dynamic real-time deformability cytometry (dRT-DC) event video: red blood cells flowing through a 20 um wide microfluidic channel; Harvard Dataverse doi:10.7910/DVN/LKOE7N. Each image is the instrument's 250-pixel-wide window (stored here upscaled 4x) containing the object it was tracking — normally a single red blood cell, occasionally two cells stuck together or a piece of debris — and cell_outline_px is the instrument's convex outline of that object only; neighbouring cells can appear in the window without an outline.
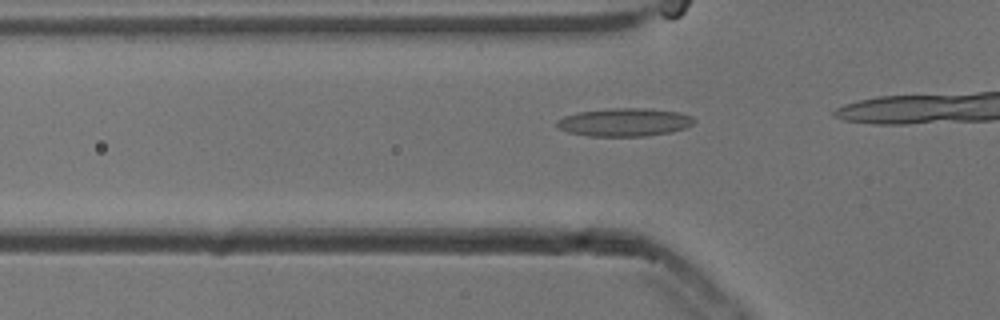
{"species": "common noctule bat (a hibernating species)", "species_latin": "Nyctalus noctula", "temperature_condition": "cold", "stored_images_in_passage": 13, "camera_frame_rate_fps": 3000, "um_per_image_px": 0.085, "animal": {"sex": "male", "body_mass_g": 13.3}, "frame": {"image": 1, "passage_image": 10, "time_ms": 3.0, "image_size_px": [1000, 320], "cell_outline_px": [[696, 120], [692, 124], [684, 128], [672, 132], [644, 136], [588, 136], [568, 132], [556, 128], [556, 120], [564, 116], [576, 112], [608, 108], [652, 108], [680, 112], [692, 116]], "centroid_in_image_um": [53.06, 10.38], "position_along_channel_um": 72.7, "area_um2": 22.83}}